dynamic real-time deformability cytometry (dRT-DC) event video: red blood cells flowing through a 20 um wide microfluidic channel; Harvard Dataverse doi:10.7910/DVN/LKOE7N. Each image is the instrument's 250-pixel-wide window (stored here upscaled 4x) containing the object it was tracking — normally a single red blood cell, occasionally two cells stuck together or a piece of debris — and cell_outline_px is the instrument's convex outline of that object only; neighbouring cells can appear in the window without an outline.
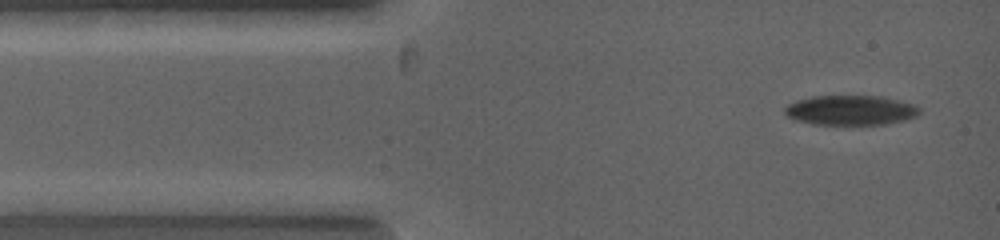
{"species": "common noctule bat (a hibernating species)", "species_latin": "Nyctalus noctula", "temperature_condition": "warm", "stored_images_in_passage": 4, "camera_frame_rate_fps": 5000, "um_per_image_px": 0.085, "animal": {"sex": "female", "body_mass_g": 19.0, "forearm_length_mm": 53.3}, "frame": {"image": 1, "passage_image": 1, "time_ms": 0.0, "image_size_px": [1000, 240], "cell_outline_px": [[920, 112], [916, 116], [904, 120], [888, 124], [812, 124], [796, 120], [788, 116], [784, 112], [784, 108], [788, 104], [796, 100], [812, 96], [880, 96], [912, 104], [920, 108]], "centroid_in_image_um": [72.28, 9.37], "position_along_channel_um": 12.7, "area_um2": 23.24}}
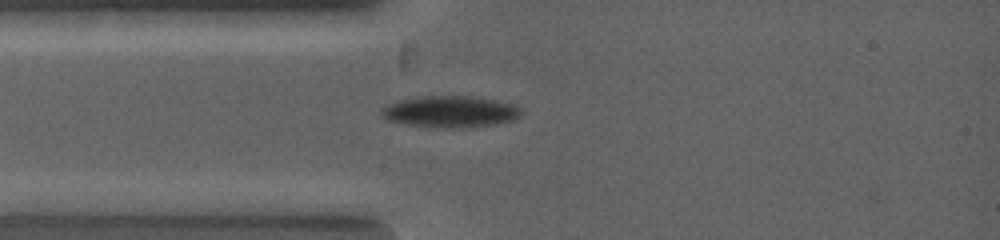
{"frame": {"image": 2, "passage_image": 4, "time_ms": 1.4, "image_size_px": [1000, 240], "cell_outline_px": [[524, 112], [516, 120], [496, 124], [468, 128], [440, 128], [404, 124], [388, 120], [380, 112], [388, 104], [400, 100], [424, 96], [464, 96], [492, 100], [512, 104], [520, 108]], "centroid_in_image_um": [38.31, 9.51], "position_along_channel_um": 46.7, "area_um2": 25.61}}